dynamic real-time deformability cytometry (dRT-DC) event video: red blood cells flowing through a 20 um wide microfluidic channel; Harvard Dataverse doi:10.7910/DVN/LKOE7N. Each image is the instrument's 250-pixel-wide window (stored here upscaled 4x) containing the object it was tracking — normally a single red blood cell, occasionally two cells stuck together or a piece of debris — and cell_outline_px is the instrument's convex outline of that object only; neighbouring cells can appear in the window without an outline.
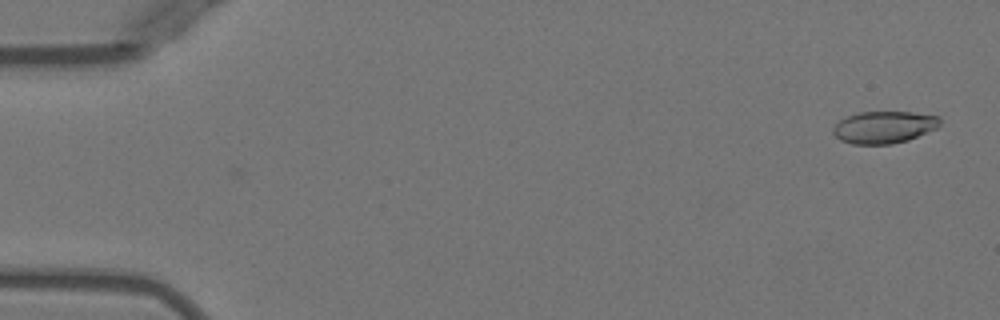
{"species": "Egyptian fruit bat (a non-hibernating species)", "species_latin": "Rousettus aegyptiacus", "temperature_condition": "warm", "stored_images_in_passage": 51, "camera_frame_rate_fps": 3000, "um_per_image_px": 0.085, "animal": {"sex": "female"}, "frame": {"image": 1, "passage_image": 2, "time_ms": 0.333, "image_size_px": [1000, 320], "cell_outline_px": [[940, 124], [936, 128], [908, 140], [892, 144], [852, 144], [840, 140], [832, 132], [832, 128], [840, 120], [848, 116], [860, 112], [912, 112], [940, 116]], "centroid_in_image_um": [75.13, 10.81], "position_along_channel_um": 9.9, "area_um2": 19.94}}
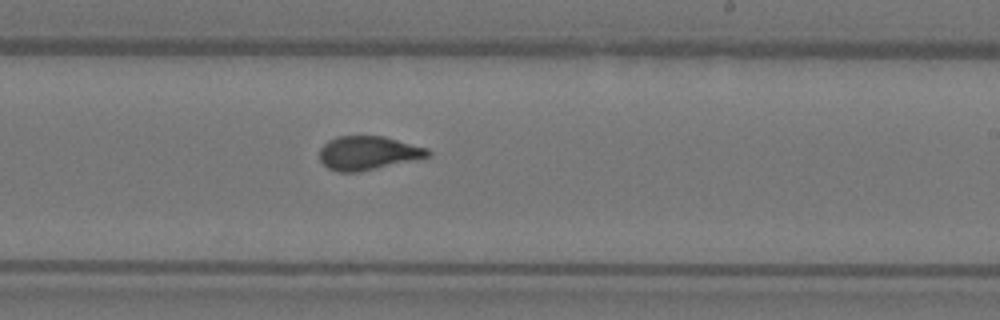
{"frame": {"image": 2, "passage_image": 31, "time_ms": 10.0, "image_size_px": [1000, 320], "cell_outline_px": [[432, 152], [428, 156], [360, 172], [340, 172], [328, 168], [320, 160], [320, 148], [328, 140], [336, 136], [384, 136], [428, 148]], "centroid_in_image_um": [31.26, 12.99], "position_along_channel_um": 257.7, "area_um2": 21.15}}
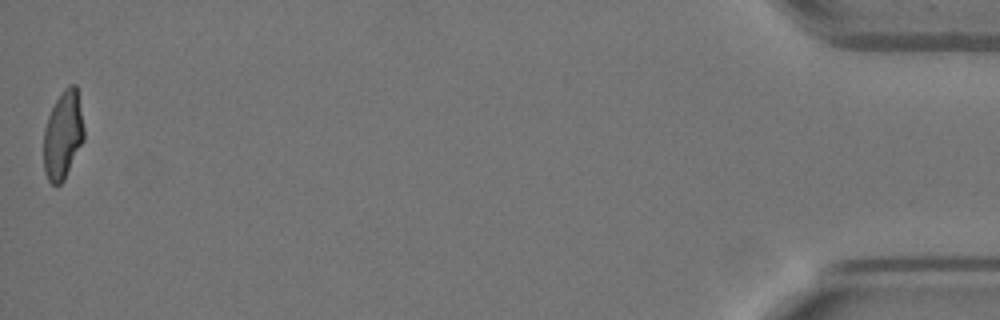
{"frame": {"image": 3, "passage_image": 51, "time_ms": 16.667, "image_size_px": [1000, 320], "cell_outline_px": [[84, 140], [64, 180], [60, 184], [52, 184], [48, 180], [44, 172], [44, 128], [48, 116], [56, 100], [64, 88], [68, 84], [76, 84], [84, 128]], "centroid_in_image_um": [5.35, 11.48], "position_along_channel_um": 429.8, "area_um2": 20.69}, "authors_computed_cell_mechanics": {"area_um2": 21.3282, "velocity_mm_per_s": 3.9965, "shape_relaxation_time_tau1_ms": 7.2221, "shape_relaxation_time_tau2_ms": 1.0291, "deformation_change_tau1": 0.2268, "deformation_change_tau2": 0.0655}}